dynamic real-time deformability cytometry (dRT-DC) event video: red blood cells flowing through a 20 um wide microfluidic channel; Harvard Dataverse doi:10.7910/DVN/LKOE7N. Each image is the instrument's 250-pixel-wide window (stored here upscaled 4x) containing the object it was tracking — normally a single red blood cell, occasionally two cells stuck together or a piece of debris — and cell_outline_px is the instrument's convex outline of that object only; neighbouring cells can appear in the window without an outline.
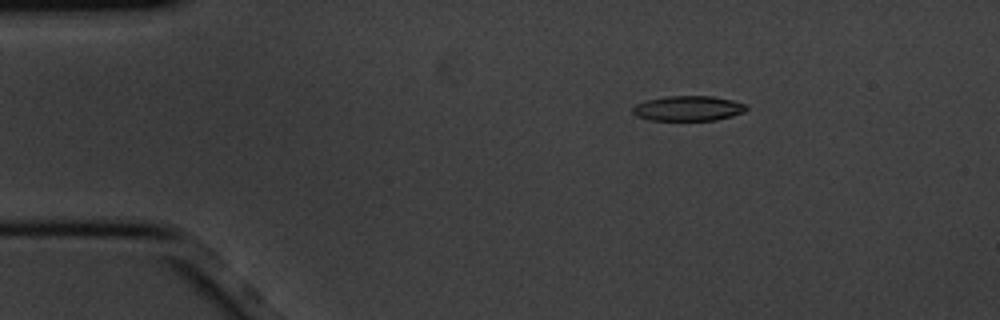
{"species": "common noctule bat (a hibernating species)", "species_latin": "Nyctalus noctula", "temperature_condition": "cold", "stored_images_in_passage": 4, "camera_frame_rate_fps": 3000, "um_per_image_px": 0.085, "animal": {"sex": "male", "body_mass_g": 20.1, "forearm_length_mm": 53.5}, "frame": {"image": 1, "passage_image": 2, "time_ms": 0.333, "image_size_px": [1000, 320], "cell_outline_px": [[748, 108], [744, 112], [732, 116], [716, 120], [648, 120], [636, 116], [632, 112], [632, 108], [636, 104], [648, 100], [668, 96], [712, 96], [732, 100], [748, 104]], "centroid_in_image_um": [58.52, 9.21], "position_along_channel_um": 26.5, "area_um2": 16.65}}